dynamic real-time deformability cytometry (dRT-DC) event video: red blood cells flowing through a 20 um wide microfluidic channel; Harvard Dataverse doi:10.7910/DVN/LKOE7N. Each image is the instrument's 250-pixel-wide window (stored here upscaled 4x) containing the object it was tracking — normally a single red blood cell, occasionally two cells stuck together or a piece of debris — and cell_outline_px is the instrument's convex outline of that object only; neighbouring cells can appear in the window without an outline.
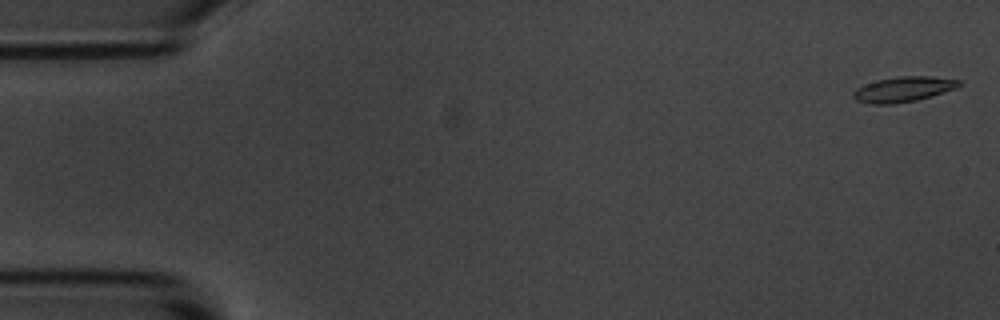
{"species": "common noctule bat (a hibernating species)", "species_latin": "Nyctalus noctula", "temperature_condition": "room temperature", "stored_images_in_passage": 5, "camera_frame_rate_fps": 3000, "um_per_image_px": 0.085, "animal": {"sex": "male", "body_mass_g": 20.1, "forearm_length_mm": 53.5}, "frame": {"image": 1, "passage_image": 1, "time_ms": 0.0, "image_size_px": [1000, 320], "cell_outline_px": [[960, 84], [956, 88], [932, 96], [916, 100], [892, 104], [872, 104], [856, 100], [852, 96], [852, 92], [856, 88], [864, 84], [876, 80], [900, 76], [932, 76], [960, 80]], "centroid_in_image_um": [76.75, 7.58], "position_along_channel_um": 8.2, "area_um2": 15.55}}
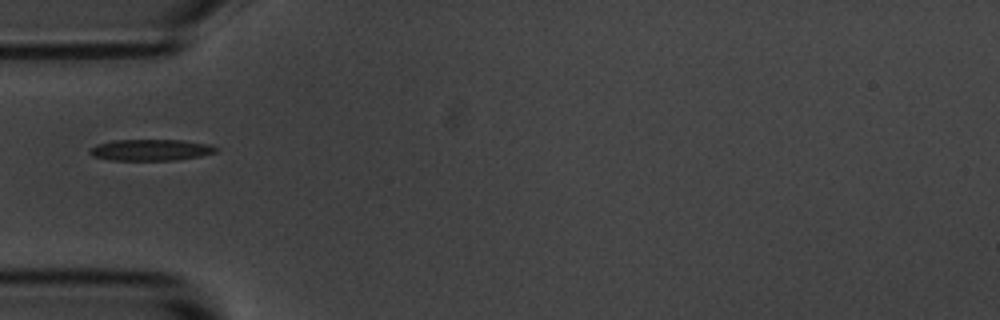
{"frame": {"image": 2, "passage_image": 5, "time_ms": 5.333, "image_size_px": [1000, 320], "cell_outline_px": [[220, 148], [216, 152], [200, 156], [176, 160], [112, 160], [92, 156], [88, 152], [96, 144], [112, 140], [184, 140], [208, 144]], "centroid_in_image_um": [12.82, 12.74], "position_along_channel_um": 72.2, "area_um2": 15.72}}